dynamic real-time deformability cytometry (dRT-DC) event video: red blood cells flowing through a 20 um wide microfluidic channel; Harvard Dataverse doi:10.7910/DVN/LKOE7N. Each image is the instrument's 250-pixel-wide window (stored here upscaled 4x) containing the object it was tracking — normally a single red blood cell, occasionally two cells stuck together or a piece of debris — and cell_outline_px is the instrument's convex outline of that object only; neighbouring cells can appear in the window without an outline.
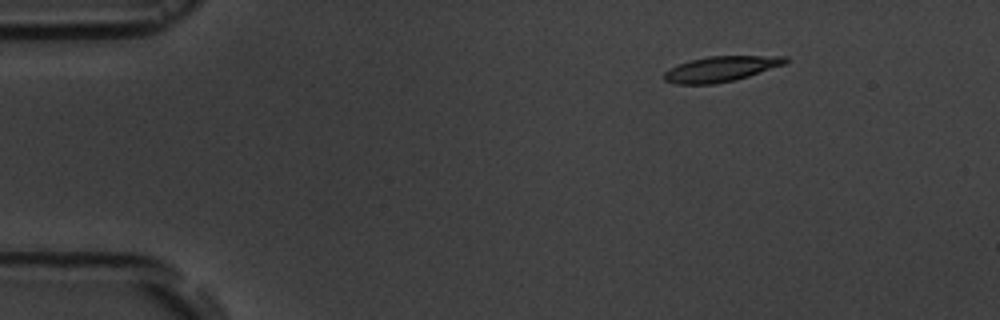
{"species": "common noctule bat (a hibernating species)", "species_latin": "Nyctalus noctula", "temperature_condition": "room temperature", "stored_images_in_passage": 5, "camera_frame_rate_fps": 3000, "um_per_image_px": 0.085, "animal": {"sex": "male", "body_mass_g": 19.5, "forearm_length_mm": 54.6}, "frame": {"image": 1, "passage_image": 2, "time_ms": 2.0, "image_size_px": [1000, 320], "cell_outline_px": [[788, 60], [784, 64], [736, 80], [716, 84], [672, 84], [664, 80], [664, 72], [688, 60], [708, 56], [788, 56]], "centroid_in_image_um": [61.25, 5.86], "position_along_channel_um": 23.7, "area_um2": 17.86}}